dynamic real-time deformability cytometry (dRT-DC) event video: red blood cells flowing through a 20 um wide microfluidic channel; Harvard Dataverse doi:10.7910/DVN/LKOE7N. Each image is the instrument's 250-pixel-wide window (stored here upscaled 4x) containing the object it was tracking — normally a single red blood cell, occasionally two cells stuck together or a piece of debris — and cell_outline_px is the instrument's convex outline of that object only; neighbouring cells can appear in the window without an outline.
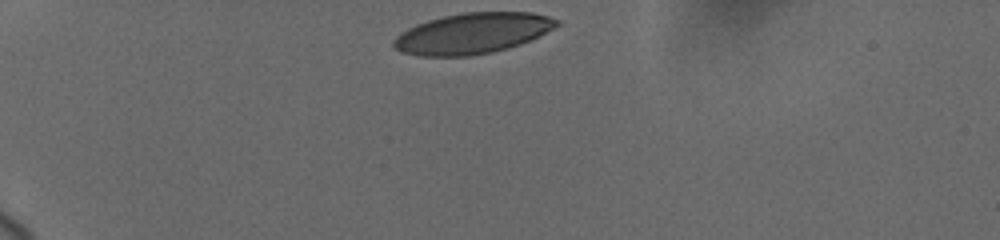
{"species": "human", "species_latin": "Homo sapiens", "temperature_condition": "cold", "stored_images_in_passage": 58, "camera_frame_rate_fps": 3000, "um_per_image_px": 0.085, "donor": {"sex": "female"}, "frame": {"image": 1, "passage_image": 1, "time_ms": 0.0, "image_size_px": [1000, 240], "cell_outline_px": [[560, 24], [540, 36], [520, 44], [492, 52], [468, 56], [420, 56], [400, 52], [392, 44], [392, 40], [400, 32], [416, 24], [428, 20], [444, 16], [464, 12], [532, 12], [548, 16], [560, 20]], "centroid_in_image_um": [40.15, 2.83], "position_along_channel_um": 44.8, "area_um2": 38.78}}
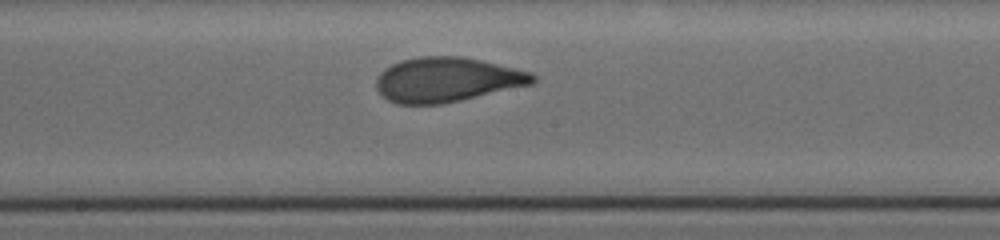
{"frame": {"image": 2, "passage_image": 27, "time_ms": 6.0, "image_size_px": [1000, 240], "cell_outline_px": [[536, 80], [532, 84], [444, 104], [396, 104], [388, 100], [376, 88], [376, 80], [380, 72], [384, 68], [392, 64], [404, 60], [420, 56], [460, 56], [480, 60], [532, 72], [536, 76]], "centroid_in_image_um": [37.98, 6.78], "position_along_channel_um": 210.2, "area_um2": 40.63}}
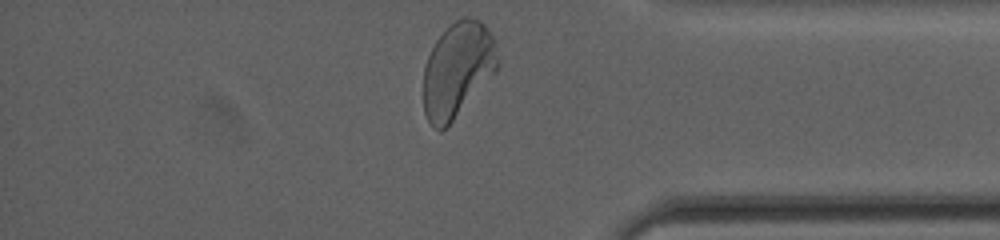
{"frame": {"image": 3, "passage_image": 57, "time_ms": 11.333, "image_size_px": [1000, 240], "cell_outline_px": [[496, 68], [452, 120], [440, 132], [432, 128], [424, 112], [424, 68], [428, 56], [436, 40], [456, 20], [464, 16], [468, 16], [480, 20], [484, 24], [496, 40]], "centroid_in_image_um": [38.85, 5.89], "position_along_channel_um": 396.3, "area_um2": 39.88}, "authors_computed_cell_mechanics": {"area_um2": 40.1999, "velocity_mm_per_s": 3.6708, "shape_relaxation_time_tau1_ms": 3.8504, "shape_relaxation_time_tau2_ms": null, "deformation_change_tau1": 0.1583, "deformation_change_tau2": null}}